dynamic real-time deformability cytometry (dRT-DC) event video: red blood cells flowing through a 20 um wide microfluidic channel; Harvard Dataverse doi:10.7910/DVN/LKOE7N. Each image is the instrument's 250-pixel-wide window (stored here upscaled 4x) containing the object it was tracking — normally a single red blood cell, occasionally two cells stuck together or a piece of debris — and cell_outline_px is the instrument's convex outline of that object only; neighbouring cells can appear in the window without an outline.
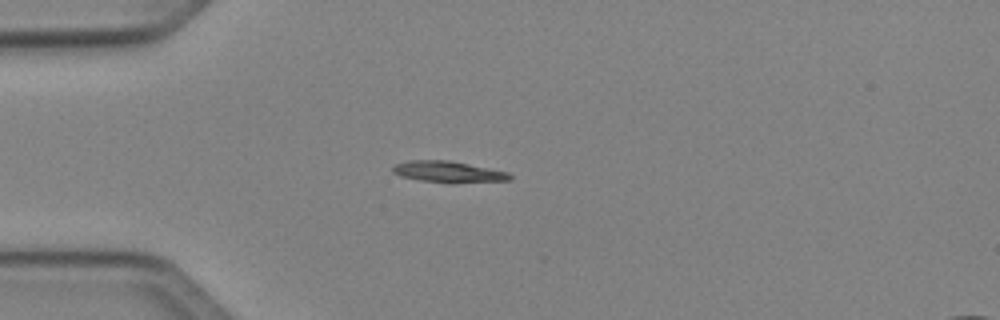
{"species": "Egyptian fruit bat (a non-hibernating species)", "species_latin": "Rousettus aegyptiacus", "temperature_condition": "cold", "stored_images_in_passage": 37, "camera_frame_rate_fps": 3000, "um_per_image_px": 0.085, "animal": {"sex": "female"}, "frame": {"image": 1, "passage_image": 1, "time_ms": 0.0, "image_size_px": [1000, 320], "cell_outline_px": [[512, 180], [452, 184], [448, 184], [420, 180], [400, 176], [392, 172], [392, 168], [396, 164], [408, 160], [448, 160], [508, 172], [512, 176]], "centroid_in_image_um": [38.11, 14.63], "position_along_channel_um": 46.9, "area_um2": 14.74}}
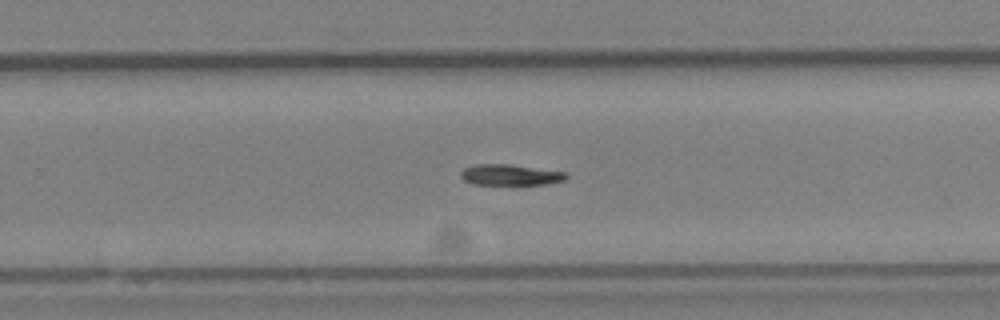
{"frame": {"image": 2, "passage_image": 20, "time_ms": 6.333, "image_size_px": [1000, 320], "cell_outline_px": [[568, 180], [548, 184], [472, 184], [464, 180], [460, 176], [460, 172], [464, 168], [476, 164], [508, 164], [568, 172]], "centroid_in_image_um": [43.42, 14.86], "position_along_channel_um": 286.4, "area_um2": 12.95}}
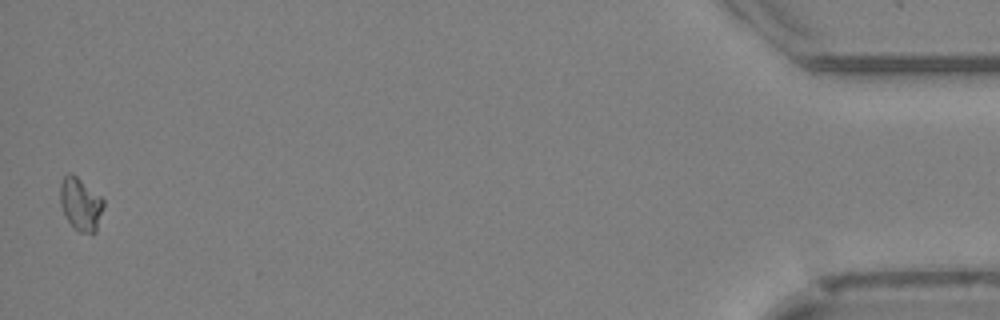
{"frame": {"image": 3, "passage_image": 37, "time_ms": 12.0, "image_size_px": [1000, 320], "cell_outline_px": [[104, 204], [96, 232], [80, 232], [72, 228], [60, 204], [60, 184], [64, 176], [68, 172], [72, 172], [100, 196], [104, 200]], "centroid_in_image_um": [6.84, 17.33], "position_along_channel_um": 428.4, "area_um2": 13.29}, "authors_computed_cell_mechanics": {"area_um2": 13.2362, "velocity_mm_per_s": 4.0739, "shape_relaxation_time_tau1_ms": 4.9601, "shape_relaxation_time_tau2_ms": null, "deformation_change_tau1": 0.1055, "deformation_change_tau2": null}}